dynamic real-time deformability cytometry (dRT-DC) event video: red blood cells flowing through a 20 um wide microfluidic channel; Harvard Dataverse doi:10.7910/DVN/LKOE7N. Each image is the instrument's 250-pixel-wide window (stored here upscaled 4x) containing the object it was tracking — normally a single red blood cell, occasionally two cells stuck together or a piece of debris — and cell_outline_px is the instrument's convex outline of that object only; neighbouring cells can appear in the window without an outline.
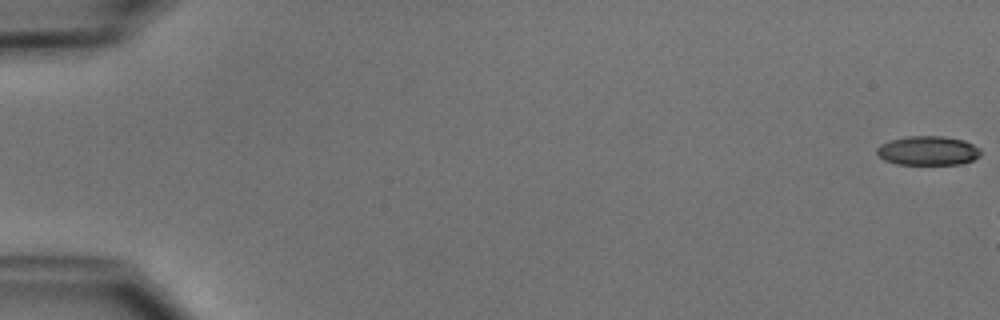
{"species": "common noctule bat (a hibernating species)", "species_latin": "Nyctalus noctula", "temperature_condition": "cold", "stored_images_in_passage": 9, "camera_frame_rate_fps": 3000, "um_per_image_px": 0.085, "animal": {"sex": "male", "body_mass_g": 15.6}, "frame": {"image": 1, "passage_image": 1, "time_ms": 0.0, "image_size_px": [1000, 320], "cell_outline_px": [[980, 156], [972, 160], [960, 164], [896, 164], [884, 160], [876, 152], [876, 148], [880, 144], [892, 140], [908, 136], [944, 136], [964, 140], [980, 148]], "centroid_in_image_um": [78.88, 12.8], "position_along_channel_um": 6.1, "area_um2": 17.63}}